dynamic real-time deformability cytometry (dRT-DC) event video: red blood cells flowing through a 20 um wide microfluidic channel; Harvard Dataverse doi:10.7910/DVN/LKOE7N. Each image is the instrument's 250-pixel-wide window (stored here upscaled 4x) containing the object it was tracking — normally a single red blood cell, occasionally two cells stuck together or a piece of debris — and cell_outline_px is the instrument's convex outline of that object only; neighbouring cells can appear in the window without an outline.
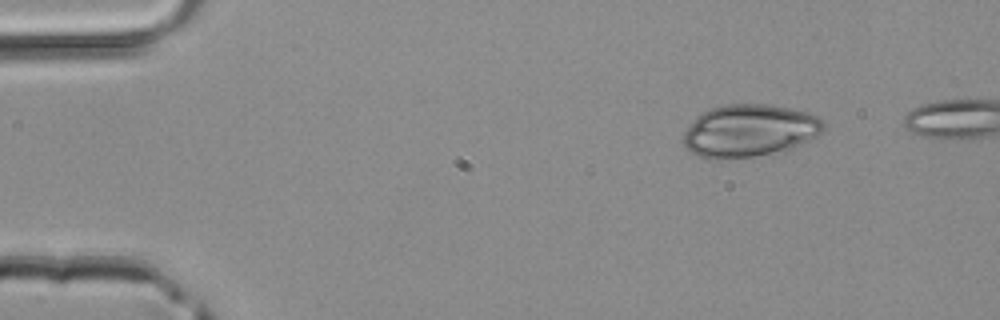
{"species": "common noctule bat (a hibernating species)", "species_latin": "Nyctalus noctula", "temperature_condition": "room temperature", "stored_images_in_passage": 37, "camera_frame_rate_fps": 3000, "um_per_image_px": 0.085, "animal": {"sex": "male", "body_mass_g": 20.4}, "frame": {"image": 1, "passage_image": 1, "time_ms": 0.0, "image_size_px": [1000, 320], "cell_outline_px": [[824, 128], [816, 136], [792, 148], [752, 156], [720, 160], [712, 160], [696, 156], [684, 148], [684, 132], [696, 116], [708, 108], [724, 104], [768, 104], [792, 108], [820, 116], [824, 120]], "centroid_in_image_um": [63.66, 11.1], "position_along_channel_um": 21.3, "area_um2": 43.18}}
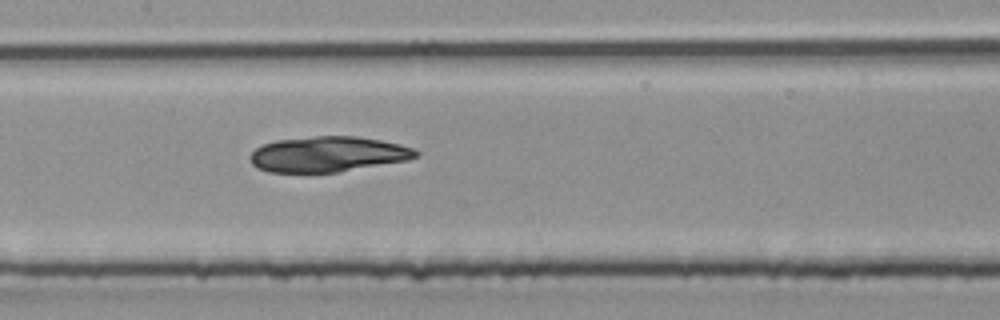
{"frame": {"image": 2, "passage_image": 17, "time_ms": 5.333, "image_size_px": [1000, 320], "cell_outline_px": [[420, 152], [416, 156], [408, 160], [336, 172], [268, 172], [256, 168], [252, 164], [248, 156], [256, 148], [264, 144], [276, 140], [316, 136], [356, 136], [380, 140], [400, 144], [412, 148]], "centroid_in_image_um": [27.84, 13.1], "position_along_channel_um": 179.6, "area_um2": 34.1}}
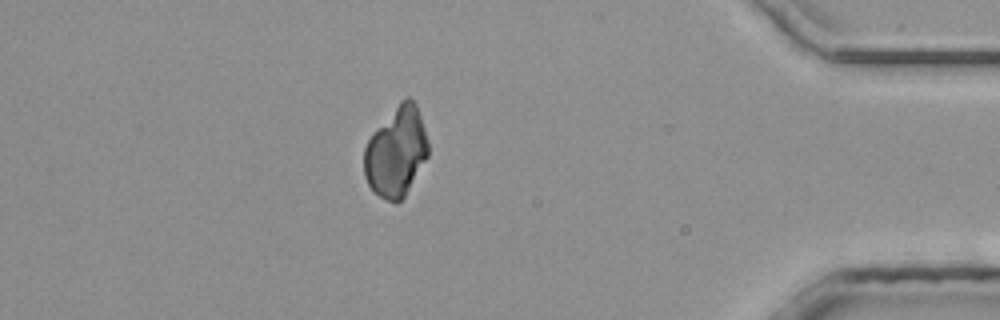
{"frame": {"image": 3, "passage_image": 34, "time_ms": 11.0, "image_size_px": [1000, 320], "cell_outline_px": [[428, 156], [404, 196], [396, 204], [372, 192], [364, 176], [364, 148], [372, 132], [400, 100], [408, 96], [416, 104], [428, 140]], "centroid_in_image_um": [33.66, 12.9], "position_along_channel_um": 401.5, "area_um2": 33.47}}